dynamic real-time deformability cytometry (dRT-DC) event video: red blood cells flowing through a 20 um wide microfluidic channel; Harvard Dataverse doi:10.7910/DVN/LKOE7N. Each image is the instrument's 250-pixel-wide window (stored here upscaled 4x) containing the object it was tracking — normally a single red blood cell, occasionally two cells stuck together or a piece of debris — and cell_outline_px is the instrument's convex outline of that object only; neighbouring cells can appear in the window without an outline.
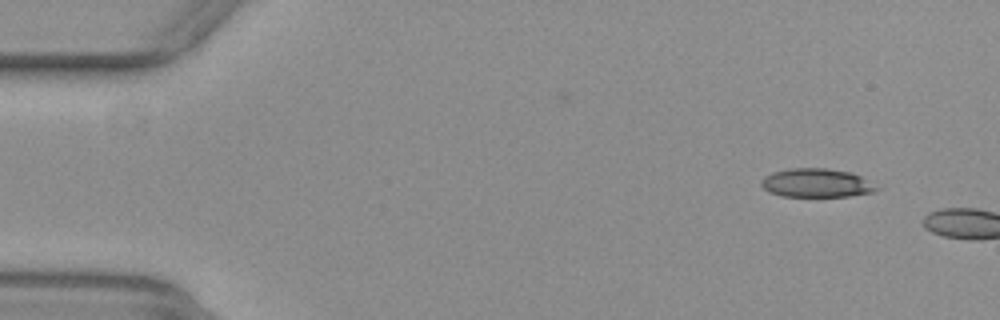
{"species": "common noctule bat (a hibernating species)", "species_latin": "Nyctalus noctula", "temperature_condition": "warm", "stored_images_in_passage": 7, "camera_frame_rate_fps": 3000, "um_per_image_px": 0.085, "animal": {"sex": "female", "body_mass_g": 29.2, "forearm_length_mm": 56.3}, "frame": {"image": 1, "passage_image": 4, "time_ms": 1.0, "image_size_px": [1000, 320], "cell_outline_px": [[880, 188], [872, 192], [848, 196], [780, 196], [768, 192], [760, 184], [760, 180], [764, 176], [772, 172], [788, 168], [828, 168], [852, 172], [860, 176]], "centroid_in_image_um": [69.35, 15.54], "position_along_channel_um": 15.7, "area_um2": 19.36}}